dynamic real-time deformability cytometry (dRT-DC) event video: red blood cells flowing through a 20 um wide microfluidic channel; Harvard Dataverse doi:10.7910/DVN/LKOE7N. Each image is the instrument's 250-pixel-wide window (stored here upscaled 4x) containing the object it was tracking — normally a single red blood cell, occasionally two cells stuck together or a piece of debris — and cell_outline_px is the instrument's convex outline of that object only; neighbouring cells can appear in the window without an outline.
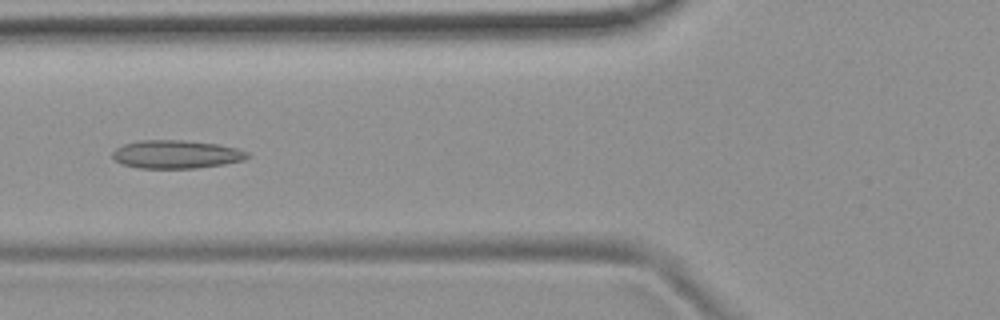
{"species": "common noctule bat (a hibernating species)", "species_latin": "Nyctalus noctula", "temperature_condition": "room temperature", "stored_images_in_passage": 51, "camera_frame_rate_fps": 3000, "um_per_image_px": 0.085, "animal": {"sex": "female", "body_mass_g": 19.9}, "frame": {"image": 1, "passage_image": 18, "time_ms": 5.667, "image_size_px": [1000, 320], "cell_outline_px": [[252, 156], [244, 160], [224, 164], [196, 168], [140, 168], [124, 164], [116, 160], [112, 156], [112, 152], [116, 148], [124, 144], [140, 140], [184, 140], [216, 144], [236, 148], [248, 152]], "centroid_in_image_um": [15.01, 13.11], "position_along_channel_um": 110.8, "area_um2": 22.14}}
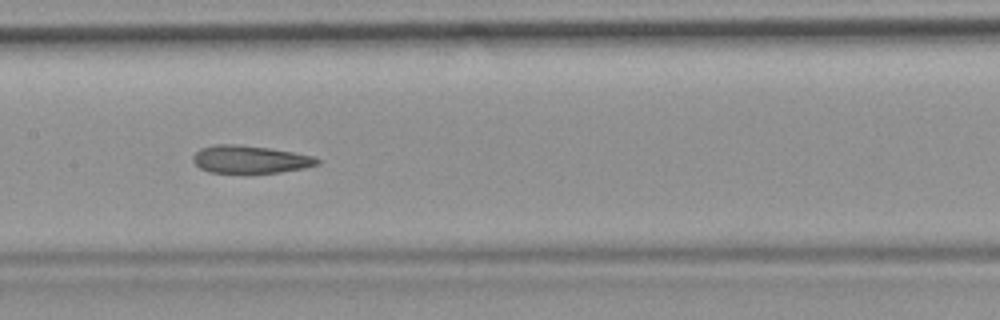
{"frame": {"image": 2, "passage_image": 24, "time_ms": 7.667, "image_size_px": [1000, 320], "cell_outline_px": [[320, 164], [304, 168], [280, 172], [244, 176], [208, 172], [200, 168], [192, 160], [192, 156], [200, 148], [216, 144], [236, 144], [268, 148], [292, 152], [312, 156], [320, 160]], "centroid_in_image_um": [21.21, 13.6], "position_along_channel_um": 186.2, "area_um2": 20.87}}
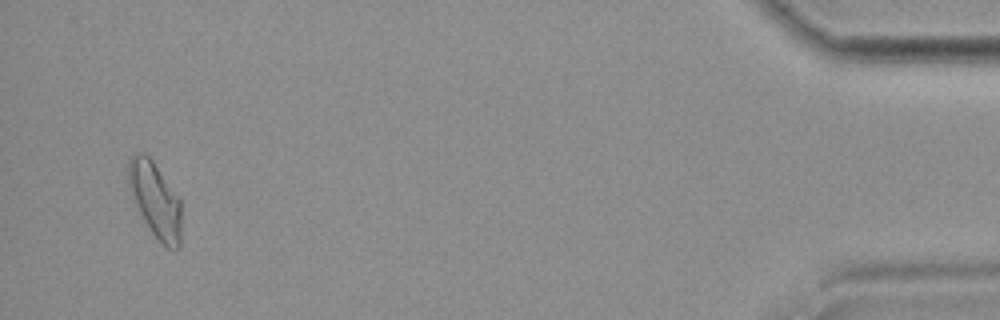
{"frame": {"image": 3, "passage_image": 49, "time_ms": 16.0, "image_size_px": [1000, 320], "cell_outline_px": [[180, 248], [168, 248], [152, 232], [144, 220], [128, 188], [128, 160], [132, 156], [140, 152], [148, 156], [152, 160], [180, 200]], "centroid_in_image_um": [13.18, 16.97], "position_along_channel_um": 422.0, "area_um2": 22.54}, "authors_computed_cell_mechanics": {"area_um2": 21.5594, "velocity_mm_per_s": 3.767, "shape_relaxation_time_tau1_ms": null, "shape_relaxation_time_tau2_ms": 3.6359, "deformation_change_tau1": null, "deformation_change_tau2": 0.1238}}